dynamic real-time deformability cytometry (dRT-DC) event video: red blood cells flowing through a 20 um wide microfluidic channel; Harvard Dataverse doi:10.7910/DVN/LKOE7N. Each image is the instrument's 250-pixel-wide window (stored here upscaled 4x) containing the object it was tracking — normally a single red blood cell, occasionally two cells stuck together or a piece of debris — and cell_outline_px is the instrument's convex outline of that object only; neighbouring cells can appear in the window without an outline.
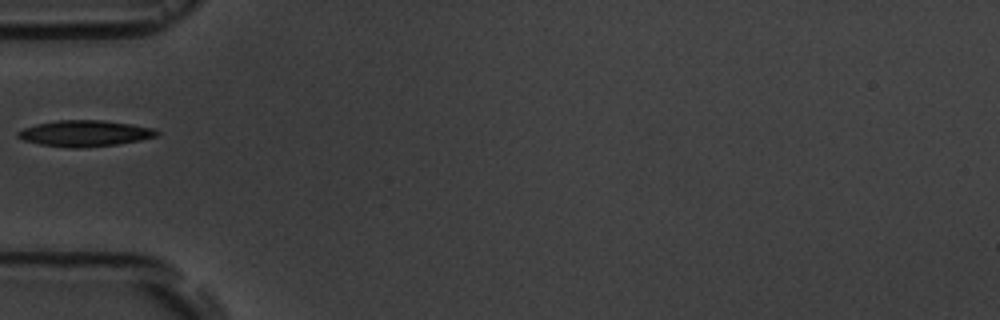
{"species": "common noctule bat (a hibernating species)", "species_latin": "Nyctalus noctula", "temperature_condition": "room temperature", "stored_images_in_passage": 11, "camera_frame_rate_fps": 3000, "um_per_image_px": 0.085, "animal": {"sex": "male", "body_mass_g": 19.5, "forearm_length_mm": 54.6}, "frame": {"image": 1, "passage_image": 5, "time_ms": 5.667, "image_size_px": [1000, 320], "cell_outline_px": [[160, 132], [156, 136], [140, 140], [116, 144], [80, 148], [68, 148], [40, 144], [24, 140], [16, 136], [16, 132], [24, 128], [36, 124], [56, 120], [100, 120], [132, 124], [152, 128]], "centroid_in_image_um": [7.18, 11.33], "position_along_channel_um": 77.8, "area_um2": 21.04}}
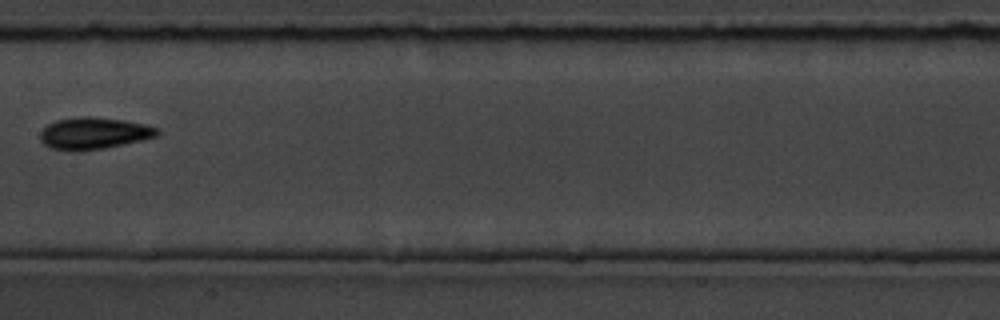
{"frame": {"image": 2, "passage_image": 8, "time_ms": 9.0, "image_size_px": [1000, 320], "cell_outline_px": [[160, 132], [156, 136], [140, 140], [104, 148], [80, 152], [72, 152], [52, 148], [44, 144], [40, 140], [40, 132], [48, 124], [56, 120], [80, 116], [92, 116], [124, 120], [148, 124], [156, 128]], "centroid_in_image_um": [7.95, 11.33], "position_along_channel_um": 199.5, "area_um2": 21.85}}
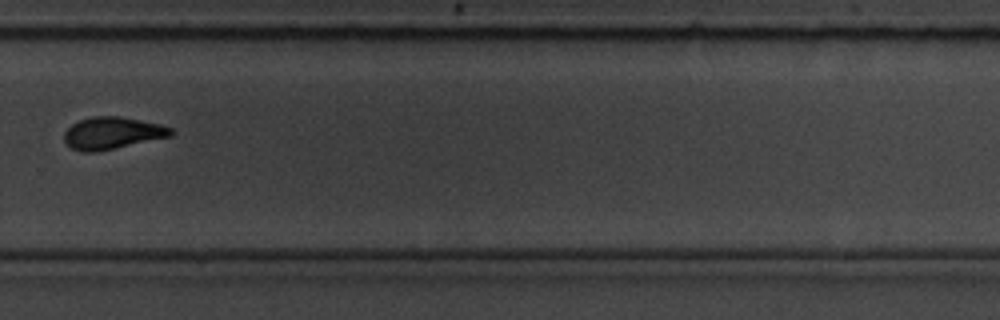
{"frame": {"image": 3, "passage_image": 11, "time_ms": 12.333, "image_size_px": [1000, 320], "cell_outline_px": [[172, 136], [96, 152], [84, 152], [72, 148], [64, 140], [64, 132], [72, 124], [80, 120], [92, 116], [120, 116], [160, 124], [172, 128]], "centroid_in_image_um": [9.54, 11.31], "position_along_channel_um": 320.3, "area_um2": 19.83}}